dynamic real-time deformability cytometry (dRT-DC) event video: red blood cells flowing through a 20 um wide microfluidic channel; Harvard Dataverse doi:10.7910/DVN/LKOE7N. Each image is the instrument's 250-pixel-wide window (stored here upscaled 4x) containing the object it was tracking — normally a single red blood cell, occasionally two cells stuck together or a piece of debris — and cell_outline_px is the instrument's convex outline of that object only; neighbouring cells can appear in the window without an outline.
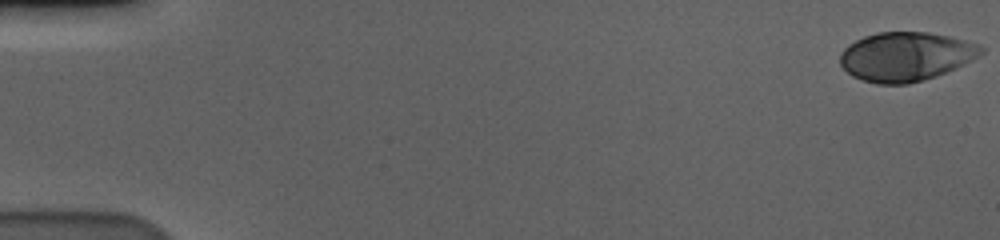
{"species": "human", "species_latin": "Homo sapiens", "temperature_condition": "cold", "stored_images_in_passage": 12, "camera_frame_rate_fps": 3000, "um_per_image_px": 0.085, "donor": {"sex": "male"}, "frame": {"image": 1, "passage_image": 1, "time_ms": 0.0, "image_size_px": [1000, 240], "cell_outline_px": [[984, 52], [972, 60], [956, 68], [936, 76], [908, 84], [876, 84], [852, 76], [840, 64], [840, 52], [848, 44], [864, 36], [880, 32], [928, 32], [948, 36], [980, 44], [984, 48]], "centroid_in_image_um": [76.99, 4.8], "position_along_channel_um": 8.0, "area_um2": 40.29}}